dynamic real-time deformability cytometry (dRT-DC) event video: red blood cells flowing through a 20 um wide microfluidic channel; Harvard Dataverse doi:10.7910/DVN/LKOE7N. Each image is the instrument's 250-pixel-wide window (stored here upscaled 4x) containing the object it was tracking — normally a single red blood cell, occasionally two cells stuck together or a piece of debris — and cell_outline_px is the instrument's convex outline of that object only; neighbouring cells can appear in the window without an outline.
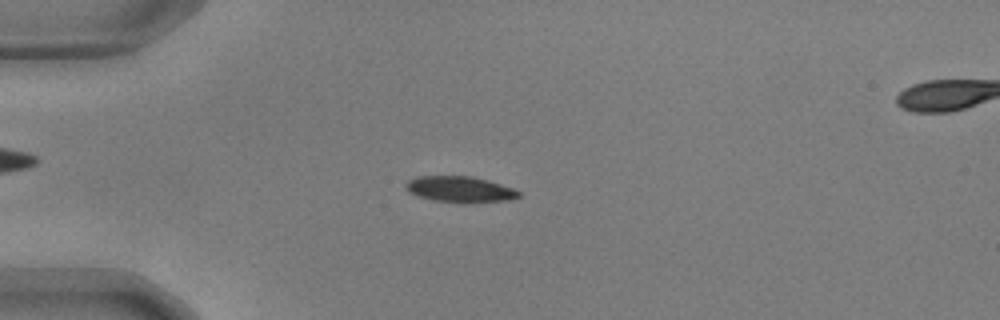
{"species": "common noctule bat (a hibernating species)", "species_latin": "Nyctalus noctula", "temperature_condition": "warm", "stored_images_in_passage": 56, "camera_frame_rate_fps": 3000, "um_per_image_px": 0.085, "animal": {"sex": "male", "body_mass_g": 17.9, "forearm_length_mm": 54.2}, "frame": {"image": 1, "passage_image": 15, "time_ms": 4.667, "image_size_px": [1000, 320], "cell_outline_px": [[520, 196], [512, 200], [472, 204], [460, 204], [432, 200], [408, 192], [404, 188], [404, 184], [408, 180], [416, 176], [472, 176], [488, 180], [512, 188], [520, 192]], "centroid_in_image_um": [39.09, 16.12], "position_along_channel_um": 45.9, "area_um2": 17.63}}
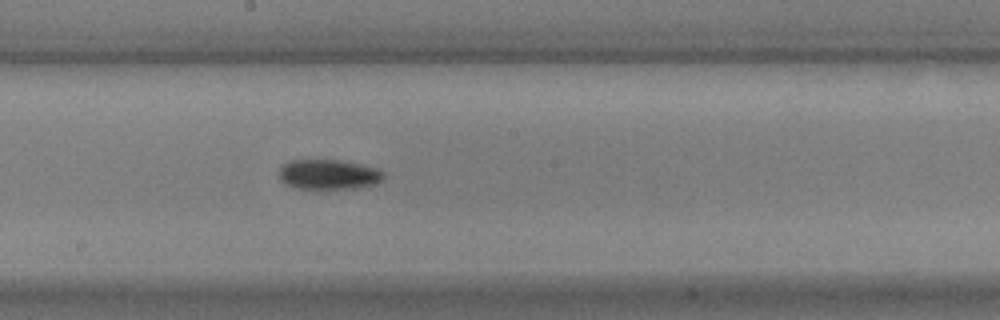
{"frame": {"image": 2, "passage_image": 31, "time_ms": 10.0, "image_size_px": [1000, 320], "cell_outline_px": [[384, 180], [376, 184], [356, 188], [296, 188], [280, 180], [276, 172], [280, 164], [288, 160], [340, 160], [364, 164], [376, 168], [384, 172]], "centroid_in_image_um": [27.9, 14.81], "position_along_channel_um": 220.3, "area_um2": 18.61}}
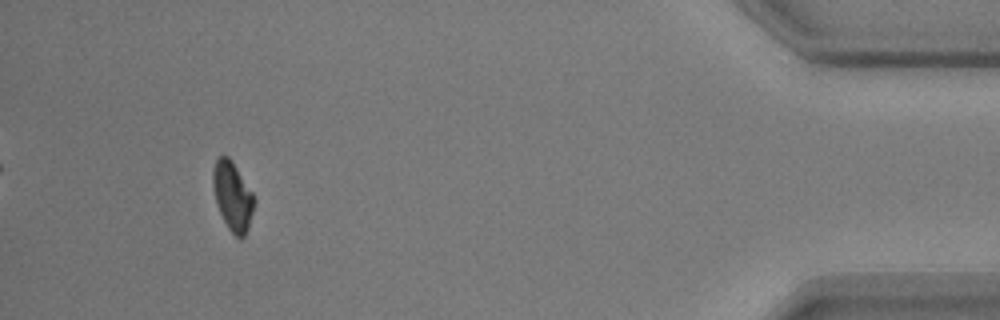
{"frame": {"image": 3, "passage_image": 52, "time_ms": 17.0, "image_size_px": [1000, 320], "cell_outline_px": [[252, 212], [248, 228], [244, 236], [240, 240], [228, 228], [216, 204], [212, 188], [212, 168], [216, 160], [220, 156], [228, 156], [232, 160], [252, 192]], "centroid_in_image_um": [19.72, 16.65], "position_along_channel_um": 415.5, "area_um2": 16.3}, "authors_computed_cell_mechanics": {"area_um2": 17.2822, "velocity_mm_per_s": 3.6546, "shape_relaxation_time_tau1_ms": 3.0516, "shape_relaxation_time_tau2_ms": null, "deformation_change_tau1": 0.1198, "deformation_change_tau2": null}}